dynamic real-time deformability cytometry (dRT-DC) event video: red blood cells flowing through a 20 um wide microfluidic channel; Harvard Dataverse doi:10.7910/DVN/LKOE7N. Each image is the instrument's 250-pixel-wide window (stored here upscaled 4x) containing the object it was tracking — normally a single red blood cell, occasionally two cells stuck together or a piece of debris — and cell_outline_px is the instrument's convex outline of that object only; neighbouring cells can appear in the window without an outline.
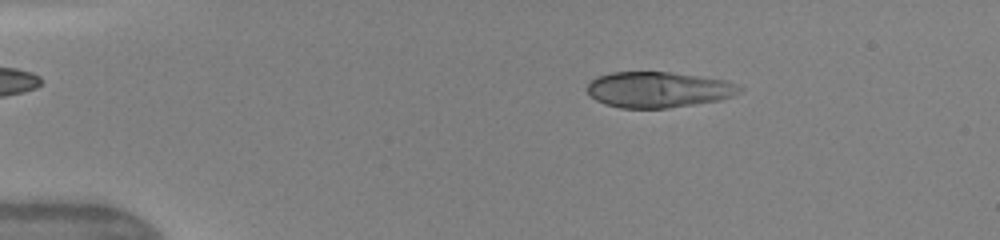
{"species": "human", "species_latin": "Homo sapiens", "temperature_condition": "warm", "stored_images_in_passage": 48, "camera_frame_rate_fps": 3000, "um_per_image_px": 0.085, "donor": {"sex": "female"}, "frame": {"image": 1, "passage_image": 9, "time_ms": 2.667, "image_size_px": [1000, 240], "cell_outline_px": [[744, 88], [740, 92], [732, 96], [720, 100], [664, 108], [620, 108], [604, 104], [596, 100], [588, 92], [588, 84], [596, 76], [612, 72], [672, 72], [728, 80]], "centroid_in_image_um": [55.98, 7.61], "position_along_channel_um": 29.0, "area_um2": 31.79}}
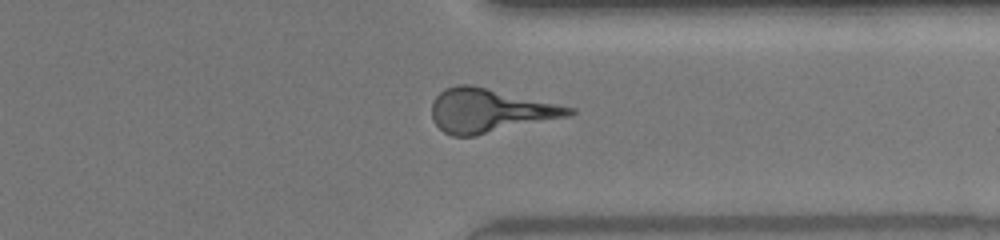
{"frame": {"image": 2, "passage_image": 38, "time_ms": 12.333, "image_size_px": [1000, 240], "cell_outline_px": [[576, 112], [568, 116], [476, 136], [452, 136], [444, 132], [432, 120], [432, 100], [444, 88], [456, 84], [472, 84], [576, 108]], "centroid_in_image_um": [41.6, 9.39], "position_along_channel_um": 369.8, "area_um2": 35.14}}
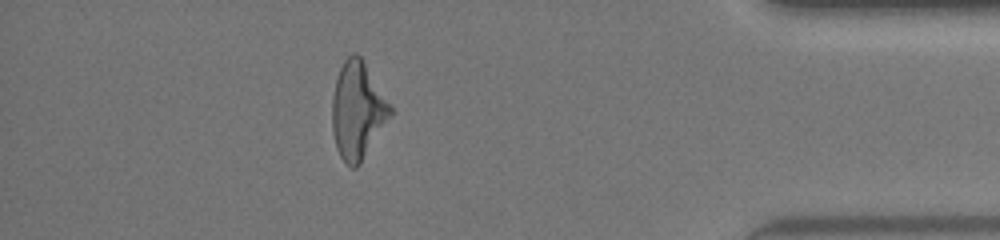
{"frame": {"image": 3, "passage_image": 43, "time_ms": 14.0, "image_size_px": [1000, 240], "cell_outline_px": [[392, 116], [360, 164], [356, 168], [352, 168], [340, 156], [336, 148], [332, 128], [332, 96], [336, 80], [340, 68], [344, 60], [352, 52], [356, 52], [360, 56], [392, 108]], "centroid_in_image_um": [30.38, 9.41], "position_along_channel_um": 404.8, "area_um2": 32.66}, "authors_computed_cell_mechanics": {"area_um2": 33.2928, "velocity_mm_per_s": 4.2169, "shape_relaxation_time_tau1_ms": 6.2602, "shape_relaxation_time_tau2_ms": 1.2556, "deformation_change_tau1": 0.2244, "deformation_change_tau2": 0.0824}}